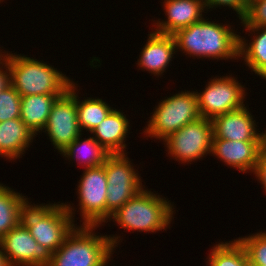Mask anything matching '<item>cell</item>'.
Here are the masks:
<instances>
[{
	"label": "cell",
	"mask_w": 266,
	"mask_h": 266,
	"mask_svg": "<svg viewBox=\"0 0 266 266\" xmlns=\"http://www.w3.org/2000/svg\"><path fill=\"white\" fill-rule=\"evenodd\" d=\"M229 25L204 18L173 34L176 48L195 57L213 59L239 58V35Z\"/></svg>",
	"instance_id": "obj_1"
},
{
	"label": "cell",
	"mask_w": 266,
	"mask_h": 266,
	"mask_svg": "<svg viewBox=\"0 0 266 266\" xmlns=\"http://www.w3.org/2000/svg\"><path fill=\"white\" fill-rule=\"evenodd\" d=\"M95 229L96 226H76L52 253L48 266H107L120 237L97 236Z\"/></svg>",
	"instance_id": "obj_2"
},
{
	"label": "cell",
	"mask_w": 266,
	"mask_h": 266,
	"mask_svg": "<svg viewBox=\"0 0 266 266\" xmlns=\"http://www.w3.org/2000/svg\"><path fill=\"white\" fill-rule=\"evenodd\" d=\"M10 68L11 86L19 95L57 94L62 96L73 84L52 66L26 56L5 54Z\"/></svg>",
	"instance_id": "obj_3"
},
{
	"label": "cell",
	"mask_w": 266,
	"mask_h": 266,
	"mask_svg": "<svg viewBox=\"0 0 266 266\" xmlns=\"http://www.w3.org/2000/svg\"><path fill=\"white\" fill-rule=\"evenodd\" d=\"M27 204L22 214V223L38 244L54 253L76 227L74 208L61 204Z\"/></svg>",
	"instance_id": "obj_4"
},
{
	"label": "cell",
	"mask_w": 266,
	"mask_h": 266,
	"mask_svg": "<svg viewBox=\"0 0 266 266\" xmlns=\"http://www.w3.org/2000/svg\"><path fill=\"white\" fill-rule=\"evenodd\" d=\"M173 204L142 189L123 206L111 214L110 219L116 221L121 228L145 232L165 230L171 224L173 217Z\"/></svg>",
	"instance_id": "obj_5"
},
{
	"label": "cell",
	"mask_w": 266,
	"mask_h": 266,
	"mask_svg": "<svg viewBox=\"0 0 266 266\" xmlns=\"http://www.w3.org/2000/svg\"><path fill=\"white\" fill-rule=\"evenodd\" d=\"M200 117L197 94L182 91L159 102L144 132L151 138L165 140Z\"/></svg>",
	"instance_id": "obj_6"
},
{
	"label": "cell",
	"mask_w": 266,
	"mask_h": 266,
	"mask_svg": "<svg viewBox=\"0 0 266 266\" xmlns=\"http://www.w3.org/2000/svg\"><path fill=\"white\" fill-rule=\"evenodd\" d=\"M125 154H110L104 163L107 177L106 220L144 187Z\"/></svg>",
	"instance_id": "obj_7"
},
{
	"label": "cell",
	"mask_w": 266,
	"mask_h": 266,
	"mask_svg": "<svg viewBox=\"0 0 266 266\" xmlns=\"http://www.w3.org/2000/svg\"><path fill=\"white\" fill-rule=\"evenodd\" d=\"M213 124L200 117L188 123L165 140L168 154L181 163L198 160L212 151ZM184 161V162H183Z\"/></svg>",
	"instance_id": "obj_8"
},
{
	"label": "cell",
	"mask_w": 266,
	"mask_h": 266,
	"mask_svg": "<svg viewBox=\"0 0 266 266\" xmlns=\"http://www.w3.org/2000/svg\"><path fill=\"white\" fill-rule=\"evenodd\" d=\"M243 87L232 75L211 79L205 90L196 92L200 116L212 120L244 107L246 94Z\"/></svg>",
	"instance_id": "obj_9"
},
{
	"label": "cell",
	"mask_w": 266,
	"mask_h": 266,
	"mask_svg": "<svg viewBox=\"0 0 266 266\" xmlns=\"http://www.w3.org/2000/svg\"><path fill=\"white\" fill-rule=\"evenodd\" d=\"M75 83L54 102L47 123L42 130L47 132L49 139L60 153L78 136L81 129L77 119Z\"/></svg>",
	"instance_id": "obj_10"
},
{
	"label": "cell",
	"mask_w": 266,
	"mask_h": 266,
	"mask_svg": "<svg viewBox=\"0 0 266 266\" xmlns=\"http://www.w3.org/2000/svg\"><path fill=\"white\" fill-rule=\"evenodd\" d=\"M78 197L83 217L82 226H96L106 222L107 177L104 164L85 168L78 182Z\"/></svg>",
	"instance_id": "obj_11"
},
{
	"label": "cell",
	"mask_w": 266,
	"mask_h": 266,
	"mask_svg": "<svg viewBox=\"0 0 266 266\" xmlns=\"http://www.w3.org/2000/svg\"><path fill=\"white\" fill-rule=\"evenodd\" d=\"M0 248L10 266H48L52 252L37 243L21 222L0 239Z\"/></svg>",
	"instance_id": "obj_12"
},
{
	"label": "cell",
	"mask_w": 266,
	"mask_h": 266,
	"mask_svg": "<svg viewBox=\"0 0 266 266\" xmlns=\"http://www.w3.org/2000/svg\"><path fill=\"white\" fill-rule=\"evenodd\" d=\"M246 106L214 117L213 138L238 141H266L265 133L256 132L255 120Z\"/></svg>",
	"instance_id": "obj_13"
},
{
	"label": "cell",
	"mask_w": 266,
	"mask_h": 266,
	"mask_svg": "<svg viewBox=\"0 0 266 266\" xmlns=\"http://www.w3.org/2000/svg\"><path fill=\"white\" fill-rule=\"evenodd\" d=\"M265 146L266 141H232L213 138L211 153L225 164L247 173L253 171Z\"/></svg>",
	"instance_id": "obj_14"
},
{
	"label": "cell",
	"mask_w": 266,
	"mask_h": 266,
	"mask_svg": "<svg viewBox=\"0 0 266 266\" xmlns=\"http://www.w3.org/2000/svg\"><path fill=\"white\" fill-rule=\"evenodd\" d=\"M163 3L167 21L158 20L154 32L165 35H173L200 21L206 8L203 0H164Z\"/></svg>",
	"instance_id": "obj_15"
},
{
	"label": "cell",
	"mask_w": 266,
	"mask_h": 266,
	"mask_svg": "<svg viewBox=\"0 0 266 266\" xmlns=\"http://www.w3.org/2000/svg\"><path fill=\"white\" fill-rule=\"evenodd\" d=\"M146 43L137 64L141 69H146L149 73L159 76L165 72V68L169 66V62L177 50L175 39L173 35L150 32Z\"/></svg>",
	"instance_id": "obj_16"
},
{
	"label": "cell",
	"mask_w": 266,
	"mask_h": 266,
	"mask_svg": "<svg viewBox=\"0 0 266 266\" xmlns=\"http://www.w3.org/2000/svg\"><path fill=\"white\" fill-rule=\"evenodd\" d=\"M128 127L126 116L113 109L90 133L110 154H125Z\"/></svg>",
	"instance_id": "obj_17"
},
{
	"label": "cell",
	"mask_w": 266,
	"mask_h": 266,
	"mask_svg": "<svg viewBox=\"0 0 266 266\" xmlns=\"http://www.w3.org/2000/svg\"><path fill=\"white\" fill-rule=\"evenodd\" d=\"M21 118L0 122V155L14 160L27 150L36 136Z\"/></svg>",
	"instance_id": "obj_18"
},
{
	"label": "cell",
	"mask_w": 266,
	"mask_h": 266,
	"mask_svg": "<svg viewBox=\"0 0 266 266\" xmlns=\"http://www.w3.org/2000/svg\"><path fill=\"white\" fill-rule=\"evenodd\" d=\"M58 97L57 94L21 97L20 118L36 135L45 127L52 106Z\"/></svg>",
	"instance_id": "obj_19"
},
{
	"label": "cell",
	"mask_w": 266,
	"mask_h": 266,
	"mask_svg": "<svg viewBox=\"0 0 266 266\" xmlns=\"http://www.w3.org/2000/svg\"><path fill=\"white\" fill-rule=\"evenodd\" d=\"M28 203L24 195L0 183V239L22 222Z\"/></svg>",
	"instance_id": "obj_20"
},
{
	"label": "cell",
	"mask_w": 266,
	"mask_h": 266,
	"mask_svg": "<svg viewBox=\"0 0 266 266\" xmlns=\"http://www.w3.org/2000/svg\"><path fill=\"white\" fill-rule=\"evenodd\" d=\"M244 28L249 32L256 31L257 34L256 36L254 34V39L252 38L253 41L249 45L245 38L239 37V58L244 56L242 60H245L248 67L261 77L266 72V27Z\"/></svg>",
	"instance_id": "obj_21"
},
{
	"label": "cell",
	"mask_w": 266,
	"mask_h": 266,
	"mask_svg": "<svg viewBox=\"0 0 266 266\" xmlns=\"http://www.w3.org/2000/svg\"><path fill=\"white\" fill-rule=\"evenodd\" d=\"M80 137L81 136H78L66 149L61 152L64 157L72 160L76 159V161L80 162V165L83 164L82 166H86V169L103 165L110 153L94 137H89L84 140ZM82 149L85 152H83ZM81 153H85V155L83 154L85 158L81 159V157H84ZM80 154L82 156H79Z\"/></svg>",
	"instance_id": "obj_22"
},
{
	"label": "cell",
	"mask_w": 266,
	"mask_h": 266,
	"mask_svg": "<svg viewBox=\"0 0 266 266\" xmlns=\"http://www.w3.org/2000/svg\"><path fill=\"white\" fill-rule=\"evenodd\" d=\"M208 256L209 266H250L244 247L236 239L214 245Z\"/></svg>",
	"instance_id": "obj_23"
},
{
	"label": "cell",
	"mask_w": 266,
	"mask_h": 266,
	"mask_svg": "<svg viewBox=\"0 0 266 266\" xmlns=\"http://www.w3.org/2000/svg\"><path fill=\"white\" fill-rule=\"evenodd\" d=\"M78 99L76 94L77 119L81 131L84 128L91 132L113 110L110 105L99 98H89L83 101Z\"/></svg>",
	"instance_id": "obj_24"
},
{
	"label": "cell",
	"mask_w": 266,
	"mask_h": 266,
	"mask_svg": "<svg viewBox=\"0 0 266 266\" xmlns=\"http://www.w3.org/2000/svg\"><path fill=\"white\" fill-rule=\"evenodd\" d=\"M244 247L249 263L266 266V232L237 239Z\"/></svg>",
	"instance_id": "obj_25"
},
{
	"label": "cell",
	"mask_w": 266,
	"mask_h": 266,
	"mask_svg": "<svg viewBox=\"0 0 266 266\" xmlns=\"http://www.w3.org/2000/svg\"><path fill=\"white\" fill-rule=\"evenodd\" d=\"M21 96L11 85L0 92V122L20 118Z\"/></svg>",
	"instance_id": "obj_26"
},
{
	"label": "cell",
	"mask_w": 266,
	"mask_h": 266,
	"mask_svg": "<svg viewBox=\"0 0 266 266\" xmlns=\"http://www.w3.org/2000/svg\"><path fill=\"white\" fill-rule=\"evenodd\" d=\"M241 24L244 27H266V0L248 1L247 12L241 19Z\"/></svg>",
	"instance_id": "obj_27"
},
{
	"label": "cell",
	"mask_w": 266,
	"mask_h": 266,
	"mask_svg": "<svg viewBox=\"0 0 266 266\" xmlns=\"http://www.w3.org/2000/svg\"><path fill=\"white\" fill-rule=\"evenodd\" d=\"M204 4L206 6V9H210L213 7H217V6H228L232 9H234V11H236V13L238 14L237 16H239V19L241 20L246 12H247V8H248V0H203Z\"/></svg>",
	"instance_id": "obj_28"
},
{
	"label": "cell",
	"mask_w": 266,
	"mask_h": 266,
	"mask_svg": "<svg viewBox=\"0 0 266 266\" xmlns=\"http://www.w3.org/2000/svg\"><path fill=\"white\" fill-rule=\"evenodd\" d=\"M252 172H254L256 178L258 177V180H260V183L266 191V146L262 150L258 162Z\"/></svg>",
	"instance_id": "obj_29"
},
{
	"label": "cell",
	"mask_w": 266,
	"mask_h": 266,
	"mask_svg": "<svg viewBox=\"0 0 266 266\" xmlns=\"http://www.w3.org/2000/svg\"><path fill=\"white\" fill-rule=\"evenodd\" d=\"M1 64H2V67L0 66V92L5 90L7 87L11 85L10 68H9L8 59L6 56L3 57L2 61L0 60V65ZM2 68L6 69V71H4Z\"/></svg>",
	"instance_id": "obj_30"
},
{
	"label": "cell",
	"mask_w": 266,
	"mask_h": 266,
	"mask_svg": "<svg viewBox=\"0 0 266 266\" xmlns=\"http://www.w3.org/2000/svg\"><path fill=\"white\" fill-rule=\"evenodd\" d=\"M0 266H10L7 257L3 254L1 249H0Z\"/></svg>",
	"instance_id": "obj_31"
},
{
	"label": "cell",
	"mask_w": 266,
	"mask_h": 266,
	"mask_svg": "<svg viewBox=\"0 0 266 266\" xmlns=\"http://www.w3.org/2000/svg\"><path fill=\"white\" fill-rule=\"evenodd\" d=\"M2 57H5V55H2V52L0 51V60H2Z\"/></svg>",
	"instance_id": "obj_32"
},
{
	"label": "cell",
	"mask_w": 266,
	"mask_h": 266,
	"mask_svg": "<svg viewBox=\"0 0 266 266\" xmlns=\"http://www.w3.org/2000/svg\"><path fill=\"white\" fill-rule=\"evenodd\" d=\"M261 77L266 79V72Z\"/></svg>",
	"instance_id": "obj_33"
}]
</instances>
